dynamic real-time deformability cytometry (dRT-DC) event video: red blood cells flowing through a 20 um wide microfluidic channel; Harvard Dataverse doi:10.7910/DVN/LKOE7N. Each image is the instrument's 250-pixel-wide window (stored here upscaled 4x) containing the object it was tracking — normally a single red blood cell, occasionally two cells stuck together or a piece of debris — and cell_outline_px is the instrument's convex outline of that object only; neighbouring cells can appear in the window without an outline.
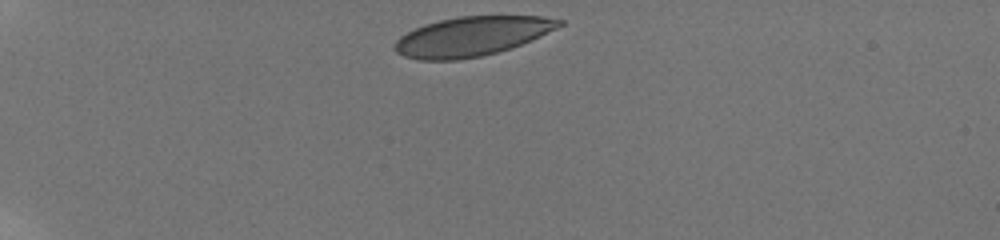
{"species": "human", "species_latin": "Homo sapiens", "temperature_condition": "room temperature", "stored_images_in_passage": 5, "camera_frame_rate_fps": 3000, "um_per_image_px": 0.085, "donor": {"sex": "male"}, "frame": {"image": 1, "passage_image": 1, "time_ms": 0.0, "image_size_px": [1000, 240], "cell_outline_px": [[564, 24], [540, 36], [520, 44], [496, 52], [480, 56], [456, 60], [420, 60], [404, 56], [396, 52], [392, 48], [392, 44], [400, 36], [424, 24], [440, 20], [460, 16], [544, 16], [564, 20]], "centroid_in_image_um": [40.07, 3.08], "position_along_channel_um": 44.9, "area_um2": 37.51}}
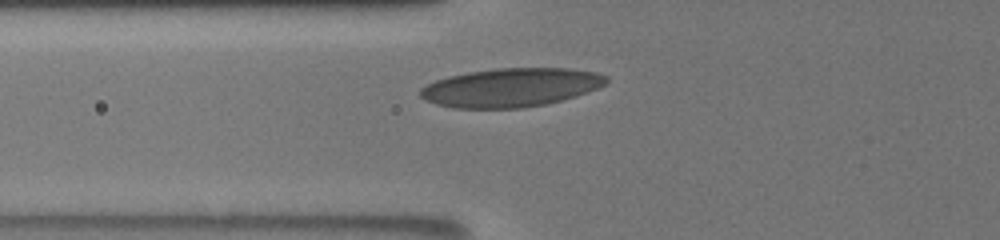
{"frame": {"image": 2, "passage_image": 5, "time_ms": 2.667, "image_size_px": [1000, 240], "cell_outline_px": [[608, 84], [600, 88], [576, 96], [544, 104], [524, 108], [452, 108], [436, 104], [424, 100], [420, 96], [420, 88], [436, 80], [448, 76], [468, 72], [496, 68], [572, 68], [596, 72], [608, 76]], "centroid_in_image_um": [43.46, 7.43], "position_along_channel_um": 82.3, "area_um2": 42.25}}